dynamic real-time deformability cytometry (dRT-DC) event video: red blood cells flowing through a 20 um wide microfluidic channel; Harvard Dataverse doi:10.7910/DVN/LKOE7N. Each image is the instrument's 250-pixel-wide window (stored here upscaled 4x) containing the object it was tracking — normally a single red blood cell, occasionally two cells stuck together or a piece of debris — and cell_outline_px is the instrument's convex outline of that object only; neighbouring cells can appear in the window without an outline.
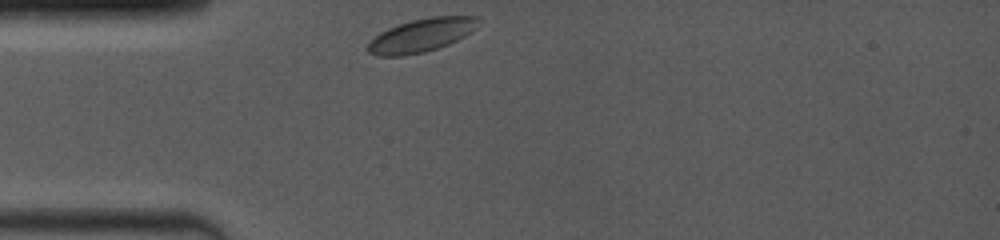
{"species": "common noctule bat (a hibernating species)", "species_latin": "Nyctalus noctula", "temperature_condition": "room temperature", "stored_images_in_passage": 15, "camera_frame_rate_fps": 4000, "um_per_image_px": 0.085, "animal": {"sex": "female", "body_mass_g": 19.0, "forearm_length_mm": 53.3}, "frame": {"image": 1, "passage_image": 1, "time_ms": 0.0, "image_size_px": [1000, 240], "cell_outline_px": [[480, 16], [476, 28], [464, 36], [448, 44], [424, 52], [404, 56], [376, 56], [368, 52], [368, 40], [380, 32], [388, 28], [412, 20], [432, 16]], "centroid_in_image_um": [35.79, 3.0], "position_along_channel_um": 49.2, "area_um2": 21.44}}
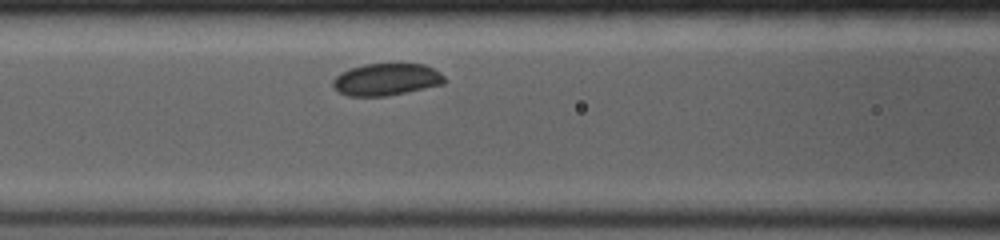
{"frame": {"image": 2, "passage_image": 9, "time_ms": 2.0, "image_size_px": [1000, 240], "cell_outline_px": [[444, 84], [384, 96], [348, 96], [340, 92], [332, 84], [332, 80], [340, 72], [364, 64], [424, 64], [440, 72], [444, 76]], "centroid_in_image_um": [32.83, 6.75], "position_along_channel_um": 133.8, "area_um2": 20.58}}
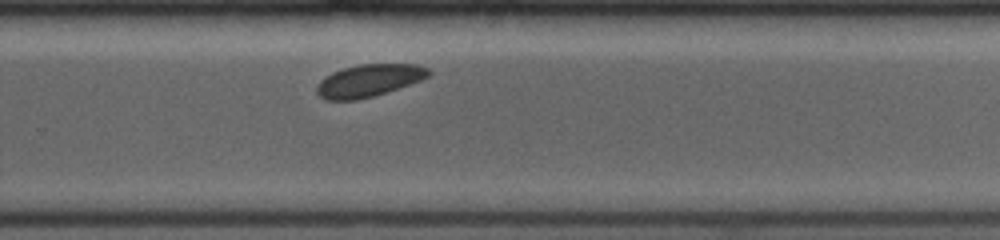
{"frame": {"image": 3, "passage_image": 15, "time_ms": 3.5, "image_size_px": [1000, 240], "cell_outline_px": [[432, 72], [428, 76], [420, 80], [388, 92], [376, 96], [356, 100], [324, 100], [316, 92], [316, 84], [324, 76], [332, 72], [344, 68], [360, 64], [416, 64], [428, 68]], "centroid_in_image_um": [31.32, 6.85], "position_along_channel_um": 298.5, "area_um2": 21.27}}